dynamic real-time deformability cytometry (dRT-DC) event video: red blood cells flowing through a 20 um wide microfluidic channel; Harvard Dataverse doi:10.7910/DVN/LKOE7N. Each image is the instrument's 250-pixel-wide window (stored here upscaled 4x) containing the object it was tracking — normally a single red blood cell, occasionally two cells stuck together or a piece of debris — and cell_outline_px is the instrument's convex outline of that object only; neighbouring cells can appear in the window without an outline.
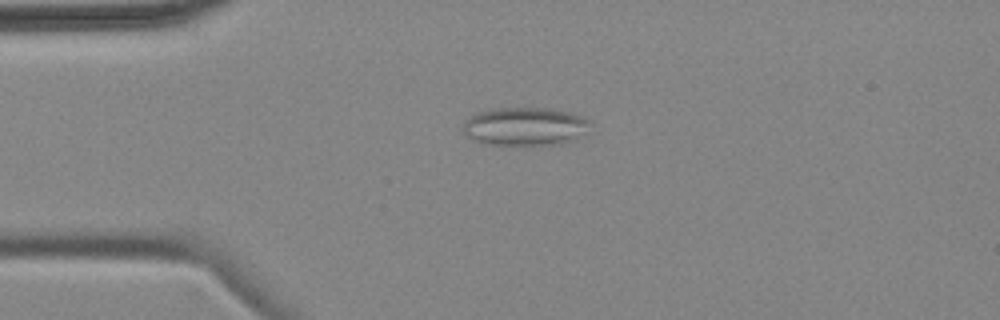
{"species": "common noctule bat (a hibernating species)", "species_latin": "Nyctalus noctula", "temperature_condition": "cold", "stored_images_in_passage": 4, "camera_frame_rate_fps": 3000, "um_per_image_px": 0.085, "animal": {"sex": "female", "body_mass_g": 18.4}, "frame": {"image": 1, "passage_image": 4, "time_ms": 4.0, "image_size_px": [1000, 320], "cell_outline_px": [[592, 124], [576, 140], [560, 144], [520, 148], [480, 144], [472, 140], [460, 128], [464, 120], [468, 116], [476, 112], [500, 108], [548, 108], [568, 112], [580, 116], [588, 120]], "centroid_in_image_um": [44.55, 10.81], "position_along_channel_um": 40.5, "area_um2": 29.65}}